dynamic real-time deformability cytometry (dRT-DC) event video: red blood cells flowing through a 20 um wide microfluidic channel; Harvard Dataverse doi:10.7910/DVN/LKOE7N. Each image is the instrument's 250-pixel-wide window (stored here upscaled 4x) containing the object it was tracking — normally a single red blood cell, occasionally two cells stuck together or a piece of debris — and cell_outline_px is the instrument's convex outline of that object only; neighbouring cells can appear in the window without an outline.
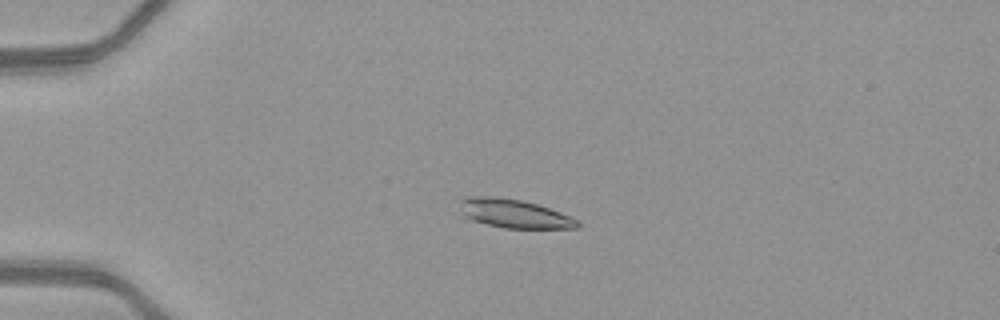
{"species": "common noctule bat (a hibernating species)", "species_latin": "Nyctalus noctula", "temperature_condition": "warm", "stored_images_in_passage": 51, "camera_frame_rate_fps": 3000, "um_per_image_px": 0.085, "animal": {"sex": "female", "body_mass_g": 21.9}, "frame": {"image": 1, "passage_image": 14, "time_ms": 4.333, "image_size_px": [1000, 320], "cell_outline_px": [[580, 228], [504, 228], [464, 220], [456, 216], [464, 200], [468, 196], [492, 196], [520, 200], [536, 204], [560, 212], [576, 220], [580, 224]], "centroid_in_image_um": [43.57, 18.18], "position_along_channel_um": 41.4, "area_um2": 19.94}}
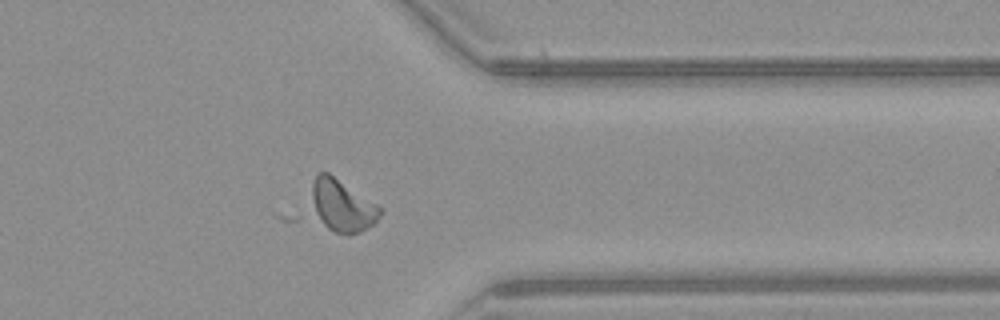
{"frame": {"image": 2, "passage_image": 42, "time_ms": 13.667, "image_size_px": [1000, 320], "cell_outline_px": [[384, 208], [380, 216], [372, 224], [360, 232], [348, 236], [336, 232], [328, 228], [316, 216], [312, 196], [312, 184], [316, 176], [320, 172], [328, 172]], "centroid_in_image_um": [29.12, 17.48], "position_along_channel_um": 382.3, "area_um2": 20.63}}